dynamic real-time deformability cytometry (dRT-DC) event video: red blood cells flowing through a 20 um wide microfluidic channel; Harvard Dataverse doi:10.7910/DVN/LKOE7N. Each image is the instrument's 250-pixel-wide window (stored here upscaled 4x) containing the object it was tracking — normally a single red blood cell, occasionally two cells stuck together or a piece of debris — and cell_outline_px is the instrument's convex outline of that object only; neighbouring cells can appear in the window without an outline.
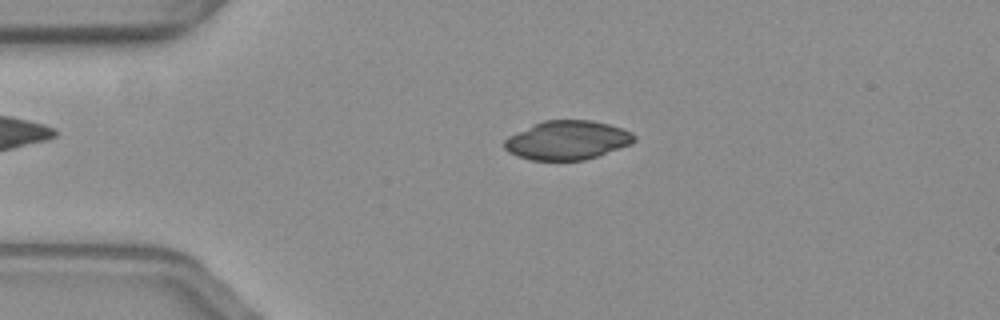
{"species": "common noctule bat (a hibernating species)", "species_latin": "Nyctalus noctula", "temperature_condition": "warm", "stored_images_in_passage": 56, "camera_frame_rate_fps": 3000, "um_per_image_px": 0.085, "animal": {"sex": "female", "body_mass_g": 19.3, "forearm_length_mm": 54.1}, "frame": {"image": 1, "passage_image": 12, "time_ms": 3.667, "image_size_px": [1000, 320], "cell_outline_px": [[636, 140], [632, 144], [584, 160], [528, 160], [516, 156], [508, 152], [504, 148], [504, 140], [508, 136], [532, 124], [544, 120], [592, 120], [608, 124], [632, 132], [636, 136]], "centroid_in_image_um": [48.19, 11.92], "position_along_channel_um": 36.8, "area_um2": 29.59}}
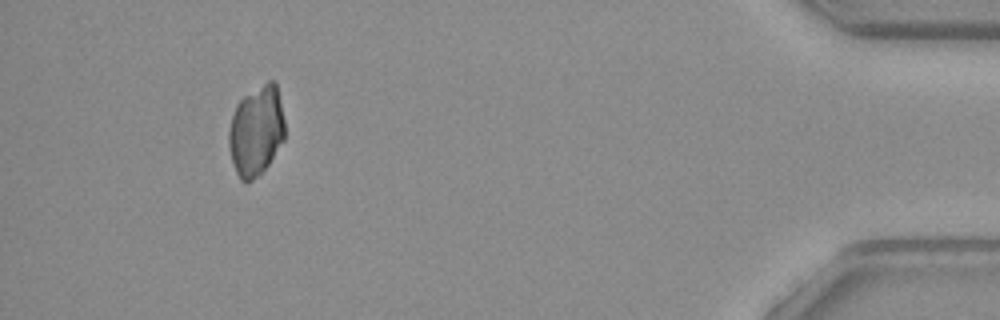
{"frame": {"image": 2, "passage_image": 52, "time_ms": 17.0, "image_size_px": [1000, 320], "cell_outline_px": [[284, 140], [268, 164], [248, 184], [244, 184], [240, 180], [236, 172], [228, 148], [228, 132], [232, 116], [236, 104], [244, 96], [268, 80], [272, 80], [276, 84], [284, 120]], "centroid_in_image_um": [21.75, 11.14], "position_along_channel_um": 413.4, "area_um2": 29.25}}